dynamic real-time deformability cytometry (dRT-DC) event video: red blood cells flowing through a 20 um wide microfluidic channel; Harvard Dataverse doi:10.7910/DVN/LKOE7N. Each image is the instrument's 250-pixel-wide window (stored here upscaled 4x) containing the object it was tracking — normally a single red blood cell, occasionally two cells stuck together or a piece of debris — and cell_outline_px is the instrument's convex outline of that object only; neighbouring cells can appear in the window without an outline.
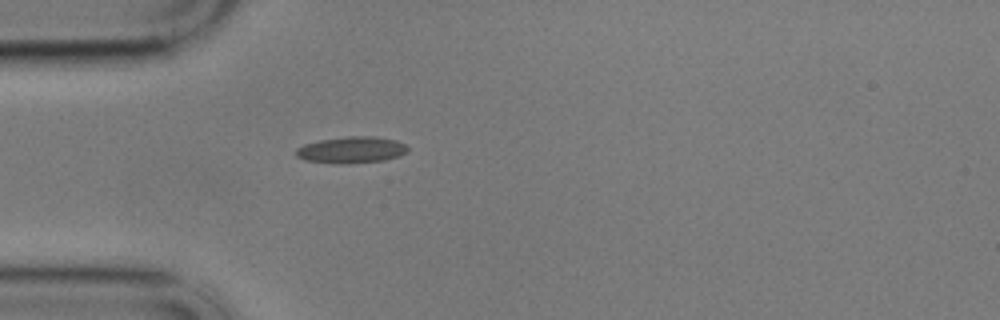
{"species": "common noctule bat (a hibernating species)", "species_latin": "Nyctalus noctula", "temperature_condition": "cold", "stored_images_in_passage": 43, "camera_frame_rate_fps": 3000, "um_per_image_px": 0.085, "animal": {"sex": "male", "body_mass_g": 17.9}, "frame": {"image": 1, "passage_image": 1, "time_ms": 0.0, "image_size_px": [1000, 320], "cell_outline_px": [[408, 152], [400, 156], [384, 160], [348, 164], [304, 160], [296, 156], [296, 148], [304, 144], [320, 140], [348, 136], [376, 136], [396, 140], [404, 144], [408, 148]], "centroid_in_image_um": [29.89, 12.73], "position_along_channel_um": 55.1, "area_um2": 17.28}}
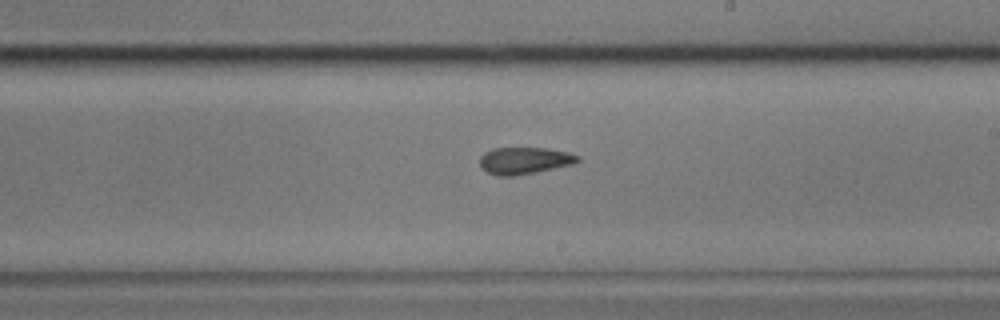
{"frame": {"image": 2, "passage_image": 18, "time_ms": 5.667, "image_size_px": [1000, 320], "cell_outline_px": [[580, 160], [572, 164], [536, 172], [512, 176], [496, 176], [488, 172], [480, 164], [480, 156], [484, 152], [492, 148], [544, 148], [568, 152], [580, 156]], "centroid_in_image_um": [44.57, 13.64], "position_along_channel_um": 244.4, "area_um2": 15.26}}
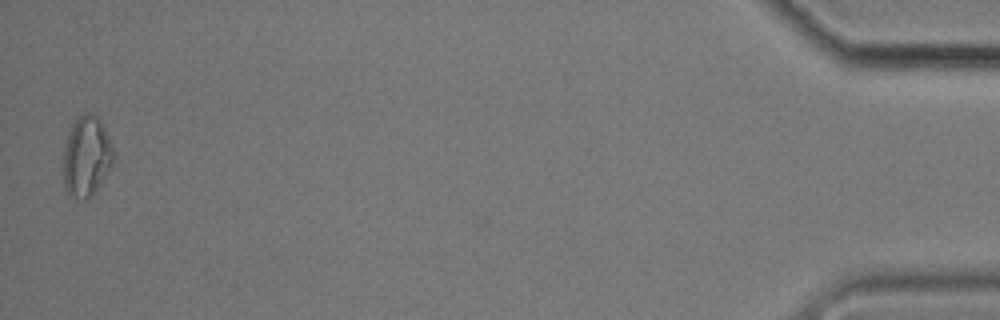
{"frame": {"image": 3, "passage_image": 42, "time_ms": 13.667, "image_size_px": [1000, 320], "cell_outline_px": [[116, 156], [112, 164], [88, 200], [76, 200], [64, 188], [64, 152], [68, 136], [72, 124], [84, 112], [92, 112], [100, 120], [112, 144]], "centroid_in_image_um": [7.36, 13.3], "position_along_channel_um": 427.8, "area_um2": 23.24}, "authors_computed_cell_mechanics": {"area_um2": 16.0684, "velocity_mm_per_s": 3.4312, "shape_relaxation_time_tau1_ms": null, "shape_relaxation_time_tau2_ms": 5.0839, "deformation_change_tau1": null, "deformation_change_tau2": 0.1186}}